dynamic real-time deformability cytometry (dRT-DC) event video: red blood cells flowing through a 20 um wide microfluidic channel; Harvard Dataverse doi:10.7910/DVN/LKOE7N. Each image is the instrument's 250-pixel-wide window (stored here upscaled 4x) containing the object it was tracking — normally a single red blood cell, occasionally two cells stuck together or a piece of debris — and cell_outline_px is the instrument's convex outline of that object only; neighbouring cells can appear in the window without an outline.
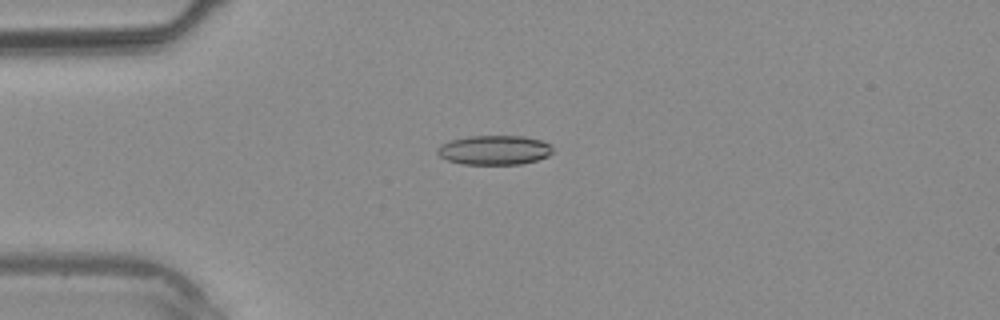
{"species": "common noctule bat (a hibernating species)", "species_latin": "Nyctalus noctula", "temperature_condition": "warm", "stored_images_in_passage": 33, "camera_frame_rate_fps": 3000, "um_per_image_px": 0.085, "animal": {"sex": "male", "body_mass_g": 20.4}, "frame": {"image": 1, "passage_image": 4, "time_ms": 1.0, "image_size_px": [1000, 320], "cell_outline_px": [[552, 152], [548, 156], [536, 160], [520, 164], [464, 164], [448, 160], [440, 156], [436, 152], [436, 148], [440, 144], [448, 140], [468, 136], [524, 136], [540, 140], [552, 144]], "centroid_in_image_um": [42.0, 12.74], "position_along_channel_um": 43.0, "area_um2": 19.88}}
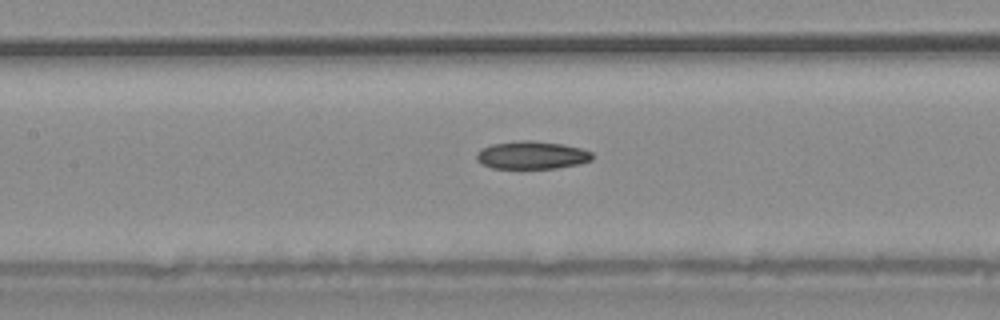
{"frame": {"image": 2, "passage_image": 12, "time_ms": 3.667, "image_size_px": [1000, 320], "cell_outline_px": [[592, 160], [580, 164], [556, 168], [492, 168], [480, 164], [476, 160], [476, 152], [480, 148], [492, 144], [520, 140], [532, 140], [564, 144], [580, 148], [592, 152]], "centroid_in_image_um": [45.17, 13.18], "position_along_channel_um": 162.2, "area_um2": 19.02}}
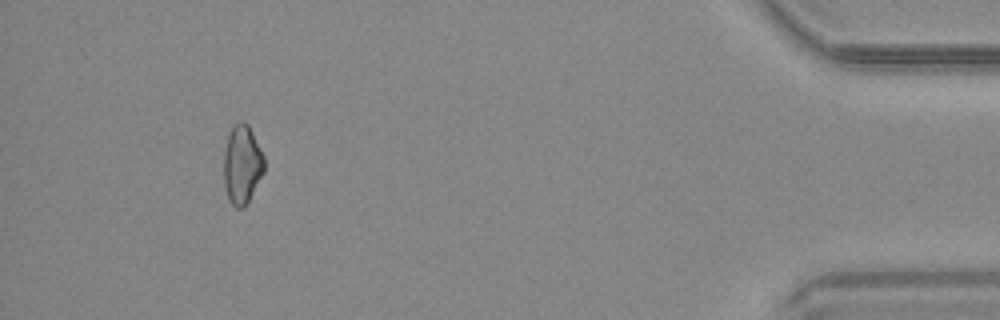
{"frame": {"image": 3, "passage_image": 30, "time_ms": 9.667, "image_size_px": [1000, 320], "cell_outline_px": [[264, 172], [244, 208], [236, 208], [228, 200], [224, 184], [224, 152], [228, 136], [232, 124], [240, 120], [244, 120], [248, 124], [264, 156]], "centroid_in_image_um": [20.57, 13.96], "position_along_channel_um": 414.6, "area_um2": 18.67}}